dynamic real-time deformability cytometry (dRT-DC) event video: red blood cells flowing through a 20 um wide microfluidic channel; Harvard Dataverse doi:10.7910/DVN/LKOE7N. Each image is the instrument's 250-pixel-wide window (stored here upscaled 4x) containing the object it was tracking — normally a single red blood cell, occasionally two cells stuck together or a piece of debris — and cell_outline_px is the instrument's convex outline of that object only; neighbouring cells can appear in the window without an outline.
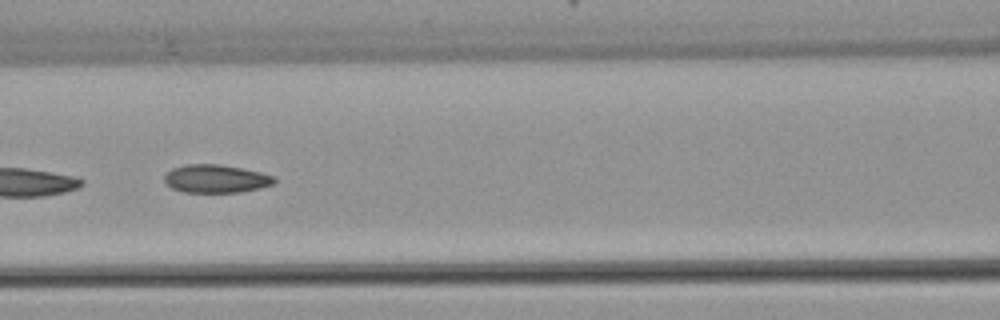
{"species": "common noctule bat (a hibernating species)", "species_latin": "Nyctalus noctula", "temperature_condition": "warm", "stored_images_in_passage": 6, "camera_frame_rate_fps": 3000, "um_per_image_px": 0.085, "animal": {"sex": "female", "body_mass_g": 22.7, "forearm_length_mm": 54.2}, "frame": {"image": 1, "passage_image": 5, "time_ms": 5.0, "image_size_px": [1000, 320], "cell_outline_px": [[276, 180], [272, 184], [240, 192], [184, 192], [172, 188], [164, 180], [164, 176], [172, 168], [184, 164], [220, 164], [260, 172], [276, 176]], "centroid_in_image_um": [18.33, 15.18], "position_along_channel_um": 148.3, "area_um2": 17.86}}
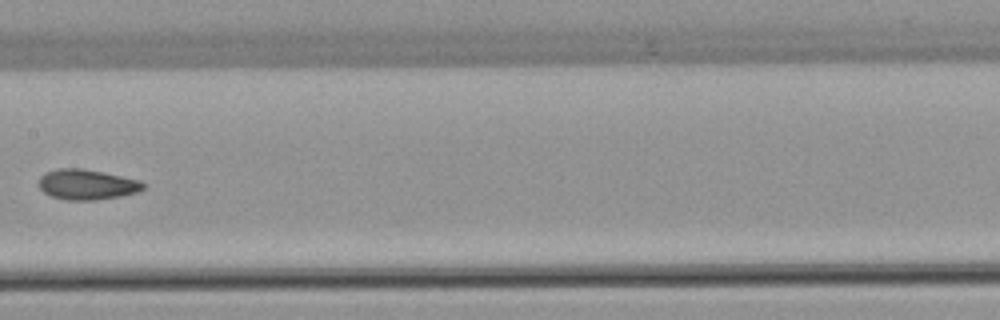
{"frame": {"image": 2, "passage_image": 6, "time_ms": 6.333, "image_size_px": [1000, 320], "cell_outline_px": [[144, 188], [136, 192], [120, 196], [96, 200], [64, 200], [52, 196], [44, 192], [40, 188], [40, 176], [44, 172], [56, 168], [84, 168], [140, 180], [144, 184]], "centroid_in_image_um": [7.36, 15.67], "position_along_channel_um": 200.0, "area_um2": 18.44}}